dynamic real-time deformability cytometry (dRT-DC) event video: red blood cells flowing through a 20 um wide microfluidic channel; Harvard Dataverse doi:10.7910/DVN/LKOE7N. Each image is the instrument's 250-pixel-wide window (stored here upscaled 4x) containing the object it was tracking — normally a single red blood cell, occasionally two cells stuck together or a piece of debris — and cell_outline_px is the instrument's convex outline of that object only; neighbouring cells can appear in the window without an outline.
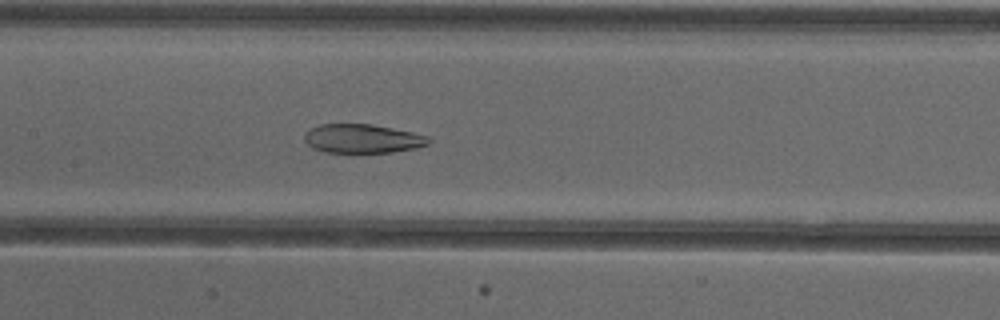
{"species": "common noctule bat (a hibernating species)", "species_latin": "Nyctalus noctula", "temperature_condition": "cold", "stored_images_in_passage": 49, "camera_frame_rate_fps": 3000, "um_per_image_px": 0.085, "animal": {"sex": "female"}, "frame": {"image": 1, "passage_image": 22, "time_ms": 7.0, "image_size_px": [1000, 320], "cell_outline_px": [[432, 140], [428, 144], [416, 148], [392, 152], [324, 152], [312, 148], [304, 140], [304, 132], [320, 124], [372, 124], [432, 136]], "centroid_in_image_um": [30.83, 11.78], "position_along_channel_um": 176.6, "area_um2": 21.04}}
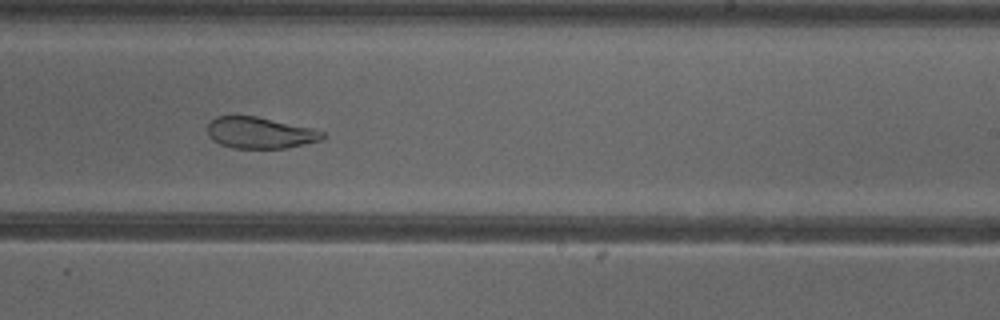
{"frame": {"image": 2, "passage_image": 29, "time_ms": 9.333, "image_size_px": [1000, 320], "cell_outline_px": [[328, 136], [320, 140], [288, 148], [232, 148], [220, 144], [208, 136], [208, 124], [216, 116], [256, 116], [312, 128], [324, 132]], "centroid_in_image_um": [22.11, 11.29], "position_along_channel_um": 266.9, "area_um2": 20.98}}
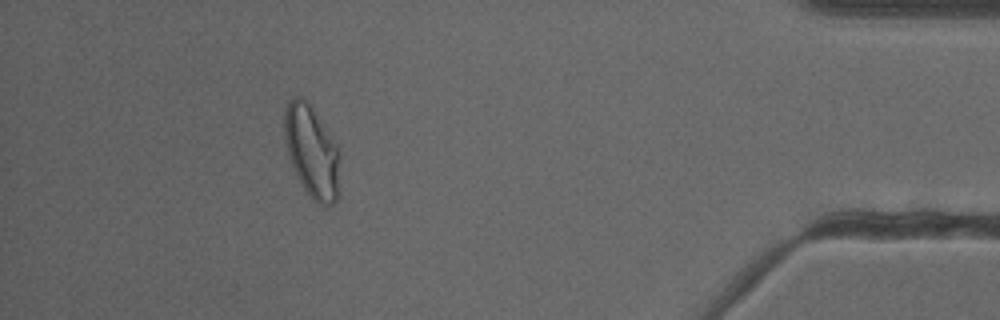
{"frame": {"image": 3, "passage_image": 44, "time_ms": 14.333, "image_size_px": [1000, 320], "cell_outline_px": [[340, 196], [328, 208], [324, 208], [316, 204], [312, 200], [304, 188], [288, 156], [284, 136], [284, 108], [288, 100], [292, 96], [300, 96], [312, 104], [336, 144], [340, 156]], "centroid_in_image_um": [26.53, 12.9], "position_along_channel_um": 408.7, "area_um2": 30.69}, "authors_computed_cell_mechanics": {"area_um2": 27.8596, "velocity_mm_per_s": 3.8967, "shape_relaxation_time_tau1_ms": null, "shape_relaxation_time_tau2_ms": 1.9425, "deformation_change_tau1": null, "deformation_change_tau2": 0.0872}}